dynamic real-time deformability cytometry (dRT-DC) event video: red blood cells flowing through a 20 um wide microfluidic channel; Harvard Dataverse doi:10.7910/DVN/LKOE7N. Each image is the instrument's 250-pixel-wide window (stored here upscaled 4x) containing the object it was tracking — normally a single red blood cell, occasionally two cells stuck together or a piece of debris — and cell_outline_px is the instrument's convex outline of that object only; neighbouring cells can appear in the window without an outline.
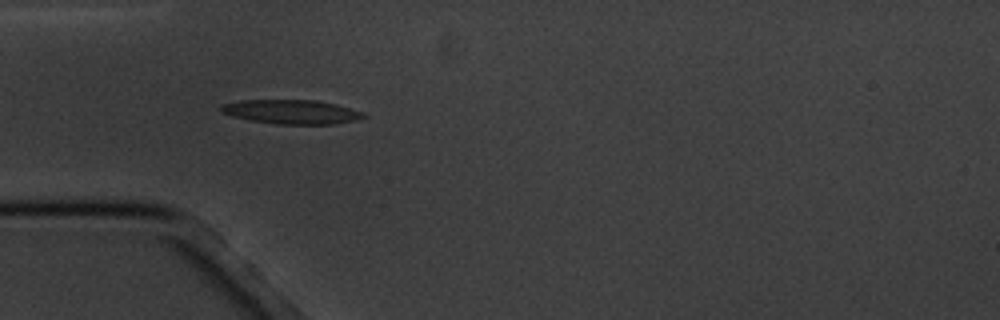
{"species": "common noctule bat (a hibernating species)", "species_latin": "Nyctalus noctula", "temperature_condition": "cold", "stored_images_in_passage": 7, "camera_frame_rate_fps": 3000, "um_per_image_px": 0.085, "animal": {"sex": "male", "body_mass_g": 20.1, "forearm_length_mm": 53.5}, "frame": {"image": 1, "passage_image": 5, "time_ms": 4.667, "image_size_px": [1000, 320], "cell_outline_px": [[368, 116], [356, 120], [336, 124], [276, 124], [252, 120], [232, 116], [220, 112], [220, 104], [240, 100], [316, 100], [336, 104], [364, 112]], "centroid_in_image_um": [24.78, 9.5], "position_along_channel_um": 60.2, "area_um2": 20.17}}
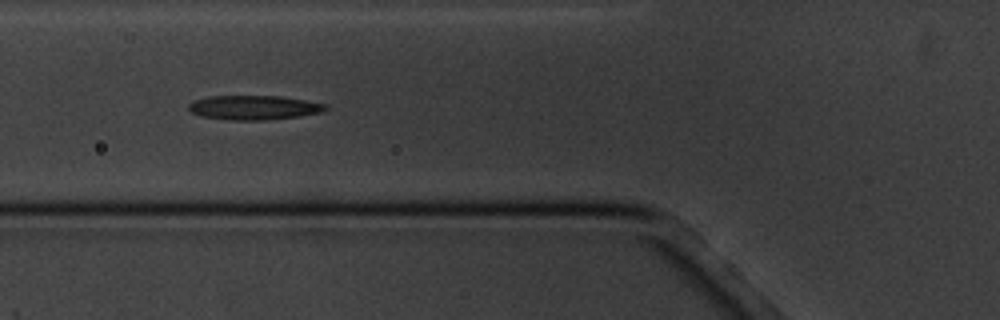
{"frame": {"image": 2, "passage_image": 6, "time_ms": 6.0, "image_size_px": [1000, 320], "cell_outline_px": [[328, 108], [320, 112], [296, 116], [264, 120], [228, 120], [204, 116], [192, 112], [188, 108], [188, 104], [192, 100], [208, 96], [280, 96], [328, 104]], "centroid_in_image_um": [21.55, 9.13], "position_along_channel_um": 104.3, "area_um2": 19.25}}
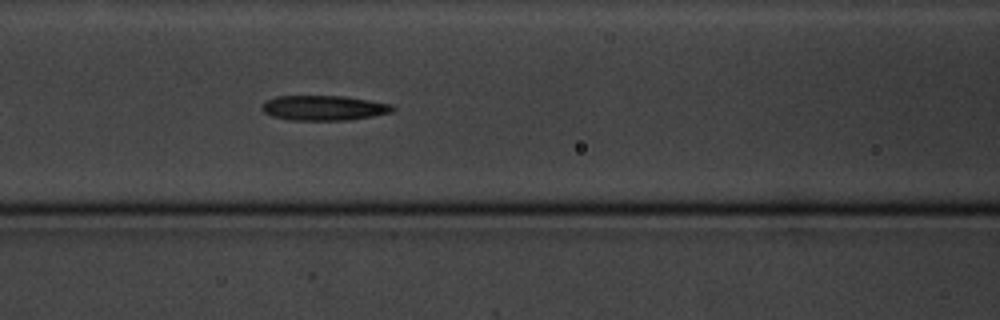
{"frame": {"image": 3, "passage_image": 7, "time_ms": 7.0, "image_size_px": [1000, 320], "cell_outline_px": [[396, 108], [392, 112], [372, 116], [348, 120], [288, 120], [272, 116], [264, 112], [260, 108], [260, 104], [264, 100], [276, 96], [344, 96], [392, 104]], "centroid_in_image_um": [27.48, 9.17], "position_along_channel_um": 139.1, "area_um2": 19.19}}